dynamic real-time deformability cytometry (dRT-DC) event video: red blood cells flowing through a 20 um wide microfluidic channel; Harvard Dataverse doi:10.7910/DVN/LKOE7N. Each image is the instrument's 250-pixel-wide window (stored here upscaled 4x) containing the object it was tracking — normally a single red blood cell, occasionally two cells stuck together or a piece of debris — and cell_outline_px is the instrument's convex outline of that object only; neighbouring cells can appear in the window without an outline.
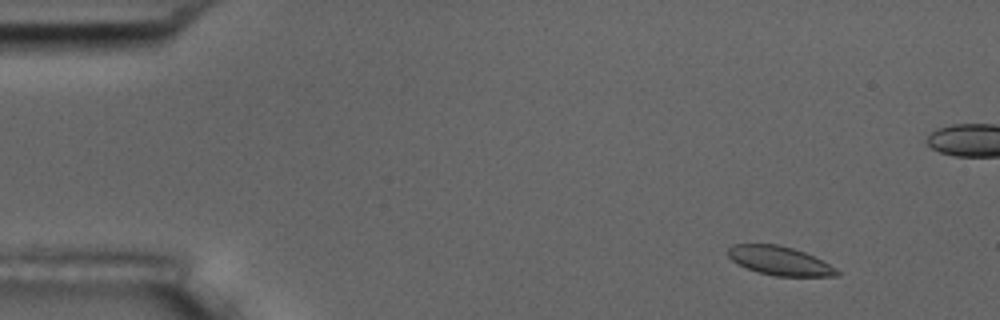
{"species": "common noctule bat (a hibernating species)", "species_latin": "Nyctalus noctula", "temperature_condition": "room temperature", "stored_images_in_passage": 5, "camera_frame_rate_fps": 3000, "um_per_image_px": 0.085, "animal": {"sex": "male", "body_mass_g": 17.5, "forearm_length_mm": 52.3}, "frame": {"image": 1, "passage_image": 1, "time_ms": 0.0, "image_size_px": [1000, 320], "cell_outline_px": [[840, 276], [776, 276], [760, 272], [748, 268], [732, 260], [728, 256], [728, 248], [732, 244], [776, 244], [792, 248], [804, 252], [836, 268], [840, 272]], "centroid_in_image_um": [66.27, 22.16], "position_along_channel_um": 18.7, "area_um2": 17.98}}